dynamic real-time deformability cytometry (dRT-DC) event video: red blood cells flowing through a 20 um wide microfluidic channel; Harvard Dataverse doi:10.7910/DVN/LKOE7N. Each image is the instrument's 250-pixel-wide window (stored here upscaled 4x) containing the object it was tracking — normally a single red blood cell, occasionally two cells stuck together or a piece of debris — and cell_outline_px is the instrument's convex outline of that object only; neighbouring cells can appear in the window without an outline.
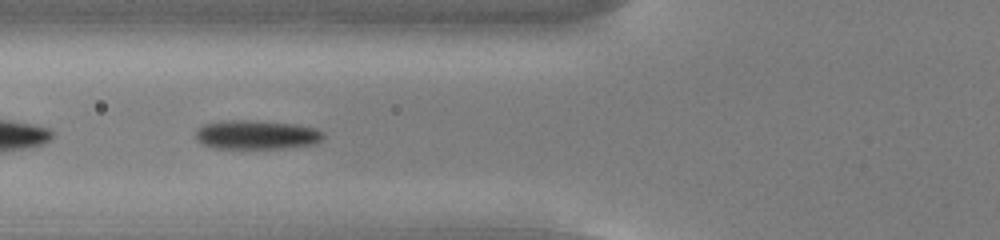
{"species": "common noctule bat (a hibernating species)", "species_latin": "Nyctalus noctula", "temperature_condition": "cold", "stored_images_in_passage": 37, "camera_frame_rate_fps": 3000, "um_per_image_px": 0.085, "animal": {"sex": "male", "body_mass_g": 13.0, "forearm_length_mm": 53.1}, "frame": {"image": 1, "passage_image": 4, "time_ms": 1.0, "image_size_px": [1000, 240], "cell_outline_px": [[324, 136], [320, 140], [312, 144], [280, 148], [212, 148], [204, 144], [196, 136], [196, 128], [204, 124], [220, 120], [248, 120], [296, 124], [316, 128], [324, 132]], "centroid_in_image_um": [21.79, 11.44], "position_along_channel_um": 104.0, "area_um2": 21.5}}
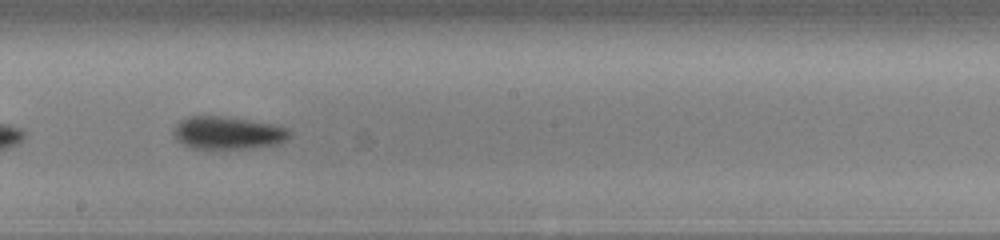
{"frame": {"image": 2, "passage_image": 14, "time_ms": 4.333, "image_size_px": [1000, 240], "cell_outline_px": [[288, 136], [280, 144], [244, 148], [192, 148], [184, 144], [172, 132], [176, 124], [180, 120], [188, 116], [216, 116], [248, 120], [272, 124], [288, 128]], "centroid_in_image_um": [19.34, 11.28], "position_along_channel_um": 228.9, "area_um2": 21.56}}
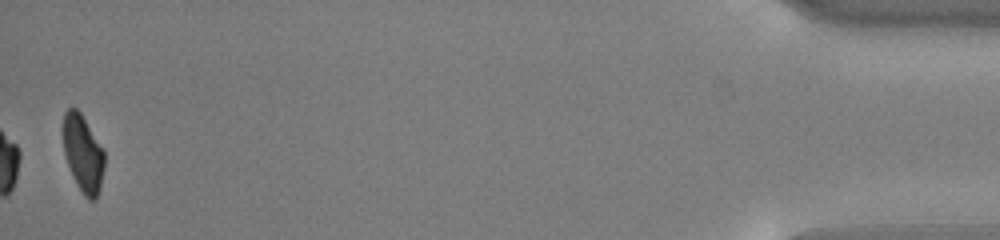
{"frame": {"image": 3, "passage_image": 37, "time_ms": 12.0, "image_size_px": [1000, 240], "cell_outline_px": [[104, 168], [100, 188], [96, 196], [92, 200], [88, 200], [84, 196], [68, 164], [64, 152], [64, 112], [68, 108], [76, 108], [80, 112], [104, 148]], "centroid_in_image_um": [7.08, 13.02], "position_along_channel_um": 428.1, "area_um2": 18.15}, "authors_computed_cell_mechanics": {"area_um2": 21.4438, "velocity_mm_per_s": 3.7478, "shape_relaxation_time_tau1_ms": 2.5464, "shape_relaxation_time_tau2_ms": null, "deformation_change_tau1": 0.1402, "deformation_change_tau2": null}}